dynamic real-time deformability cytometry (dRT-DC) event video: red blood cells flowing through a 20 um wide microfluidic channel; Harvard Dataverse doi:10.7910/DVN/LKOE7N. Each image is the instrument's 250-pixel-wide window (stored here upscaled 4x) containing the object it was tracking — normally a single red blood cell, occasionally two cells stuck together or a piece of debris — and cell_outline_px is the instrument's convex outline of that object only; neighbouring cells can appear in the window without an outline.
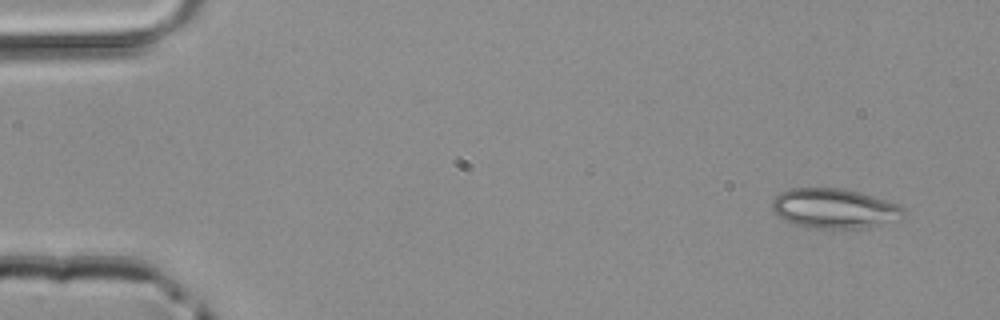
{"species": "common noctule bat (a hibernating species)", "species_latin": "Nyctalus noctula", "temperature_condition": "room temperature", "stored_images_in_passage": 46, "camera_frame_rate_fps": 3000, "um_per_image_px": 0.085, "animal": {"sex": "male", "body_mass_g": 20.4}, "frame": {"image": 1, "passage_image": 1, "time_ms": 0.0, "image_size_px": [1000, 320], "cell_outline_px": [[908, 212], [904, 216], [868, 228], [804, 228], [792, 224], [780, 216], [772, 208], [772, 200], [780, 192], [788, 188], [840, 188], [860, 192], [900, 204]], "centroid_in_image_um": [70.92, 17.71], "position_along_channel_um": 14.1, "area_um2": 30.63}}
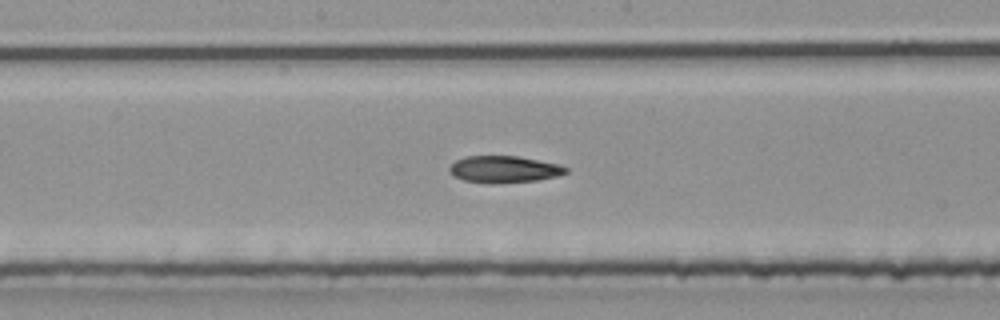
{"frame": {"image": 2, "passage_image": 23, "time_ms": 7.333, "image_size_px": [1000, 320], "cell_outline_px": [[568, 172], [556, 176], [536, 180], [492, 184], [464, 180], [448, 172], [448, 168], [456, 160], [468, 156], [516, 156], [560, 164], [568, 168]], "centroid_in_image_um": [42.84, 14.39], "position_along_channel_um": 205.4, "area_um2": 18.09}}
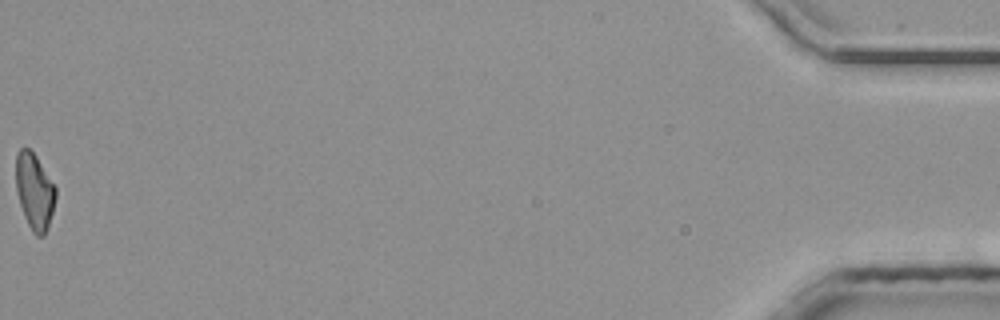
{"frame": {"image": 3, "passage_image": 46, "time_ms": 15.0, "image_size_px": [1000, 320], "cell_outline_px": [[56, 196], [48, 228], [44, 236], [36, 236], [32, 232], [24, 216], [16, 192], [16, 152], [20, 148], [28, 148], [36, 156], [56, 188]], "centroid_in_image_um": [2.92, 16.28], "position_along_channel_um": 432.3, "area_um2": 17.57}}